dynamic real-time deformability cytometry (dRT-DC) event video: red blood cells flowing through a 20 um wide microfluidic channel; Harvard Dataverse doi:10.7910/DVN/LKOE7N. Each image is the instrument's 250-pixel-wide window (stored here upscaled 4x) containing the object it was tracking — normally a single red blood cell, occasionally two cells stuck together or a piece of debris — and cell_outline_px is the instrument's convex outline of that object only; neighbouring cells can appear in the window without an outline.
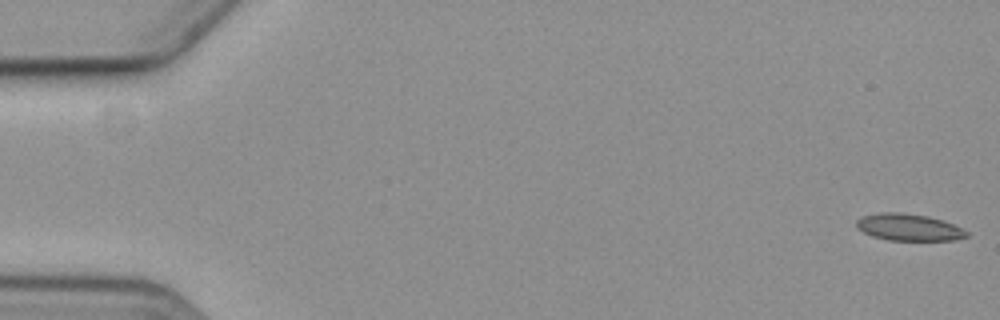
{"species": "common noctule bat (a hibernating species)", "species_latin": "Nyctalus noctula", "temperature_condition": "cold", "stored_images_in_passage": 3, "camera_frame_rate_fps": 3000, "um_per_image_px": 0.085, "animal": {"sex": "female", "body_mass_g": 19.3, "forearm_length_mm": 54.1}, "frame": {"image": 1, "passage_image": 1, "time_ms": 0.0, "image_size_px": [1000, 320], "cell_outline_px": [[968, 236], [956, 240], [888, 240], [872, 236], [856, 228], [856, 220], [864, 216], [880, 212], [900, 212], [928, 216], [952, 224], [968, 232]], "centroid_in_image_um": [77.21, 19.32], "position_along_channel_um": 7.8, "area_um2": 17.11}}